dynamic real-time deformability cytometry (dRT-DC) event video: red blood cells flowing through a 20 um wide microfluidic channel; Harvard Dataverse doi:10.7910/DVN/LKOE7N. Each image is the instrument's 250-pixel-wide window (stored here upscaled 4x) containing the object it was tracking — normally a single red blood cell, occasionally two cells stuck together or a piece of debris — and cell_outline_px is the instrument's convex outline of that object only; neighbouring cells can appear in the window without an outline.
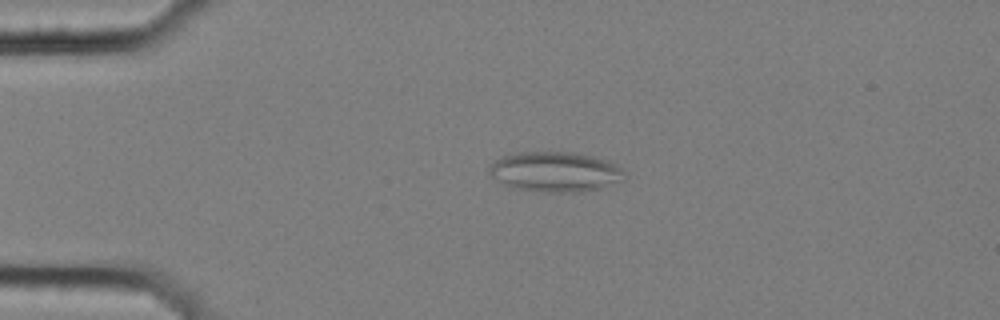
{"species": "common noctule bat (a hibernating species)", "species_latin": "Nyctalus noctula", "temperature_condition": "cold", "stored_images_in_passage": 11, "camera_frame_rate_fps": 3000, "um_per_image_px": 0.085, "animal": {"sex": "female", "body_mass_g": 25.1}, "frame": {"image": 1, "passage_image": 1, "time_ms": 0.0, "image_size_px": [1000, 320], "cell_outline_px": [[624, 180], [600, 188], [580, 192], [536, 192], [512, 188], [504, 184], [492, 176], [488, 172], [488, 168], [496, 160], [504, 156], [516, 152], [572, 152], [592, 156], [608, 160], [616, 164], [624, 172]], "centroid_in_image_um": [47.19, 14.61], "position_along_channel_um": 37.8, "area_um2": 31.67}}